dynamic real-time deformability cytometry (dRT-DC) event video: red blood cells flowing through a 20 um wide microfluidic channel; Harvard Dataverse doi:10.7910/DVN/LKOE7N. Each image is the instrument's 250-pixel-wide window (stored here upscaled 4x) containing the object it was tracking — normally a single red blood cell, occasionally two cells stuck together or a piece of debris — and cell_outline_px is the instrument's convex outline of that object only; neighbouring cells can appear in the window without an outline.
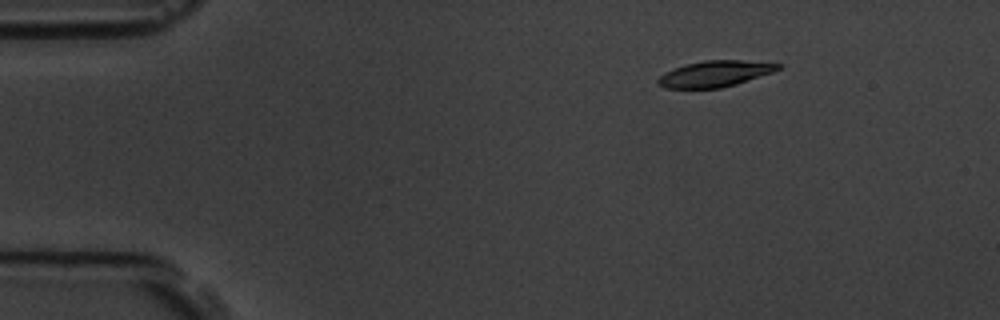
{"species": "common noctule bat (a hibernating species)", "species_latin": "Nyctalus noctula", "temperature_condition": "room temperature", "stored_images_in_passage": 4, "camera_frame_rate_fps": 3000, "um_per_image_px": 0.085, "animal": {"sex": "male", "body_mass_g": 19.5, "forearm_length_mm": 54.6}, "frame": {"image": 1, "passage_image": 1, "time_ms": 0.0, "image_size_px": [1000, 320], "cell_outline_px": [[784, 64], [780, 68], [772, 72], [736, 84], [720, 88], [664, 88], [656, 84], [656, 80], [664, 72], [688, 64], [704, 60], [740, 60]], "centroid_in_image_um": [60.75, 6.27], "position_along_channel_um": 24.3, "area_um2": 18.09}}